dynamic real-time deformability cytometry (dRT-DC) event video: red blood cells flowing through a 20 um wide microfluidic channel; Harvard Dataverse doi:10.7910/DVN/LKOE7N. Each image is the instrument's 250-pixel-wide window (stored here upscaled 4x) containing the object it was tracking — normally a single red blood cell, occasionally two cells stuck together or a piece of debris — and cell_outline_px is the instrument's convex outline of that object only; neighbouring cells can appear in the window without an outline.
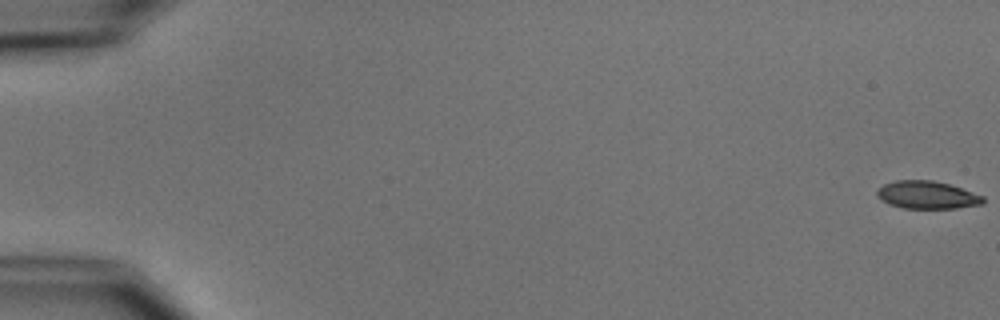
{"species": "common noctule bat (a hibernating species)", "species_latin": "Nyctalus noctula", "temperature_condition": "cold", "stored_images_in_passage": 56, "camera_frame_rate_fps": 3000, "um_per_image_px": 0.085, "animal": {"sex": "male", "body_mass_g": 15.6}, "frame": {"image": 1, "passage_image": 1, "time_ms": 0.0, "image_size_px": [1000, 320], "cell_outline_px": [[984, 204], [956, 208], [904, 208], [888, 204], [880, 200], [876, 196], [876, 192], [884, 184], [896, 180], [932, 180], [948, 184], [984, 196]], "centroid_in_image_um": [78.78, 16.57], "position_along_channel_um": 6.2, "area_um2": 17.11}}
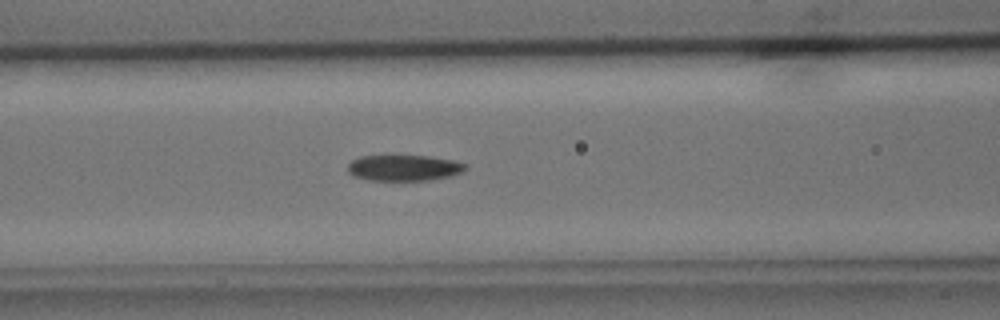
{"frame": {"image": 2, "passage_image": 24, "time_ms": 7.667, "image_size_px": [1000, 320], "cell_outline_px": [[468, 168], [464, 172], [452, 176], [428, 180], [368, 180], [352, 176], [348, 172], [348, 164], [352, 160], [360, 156], [388, 152], [428, 156], [452, 160], [468, 164]], "centroid_in_image_um": [34.31, 14.21], "position_along_channel_um": 132.3, "area_um2": 18.9}}
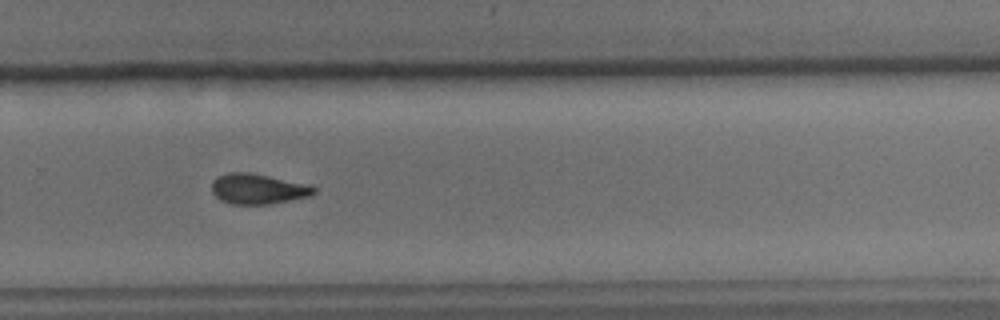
{"frame": {"image": 3, "passage_image": 38, "time_ms": 12.333, "image_size_px": [1000, 320], "cell_outline_px": [[316, 192], [308, 196], [268, 204], [232, 204], [220, 200], [212, 192], [212, 180], [216, 176], [228, 172], [248, 172], [268, 176], [304, 184], [316, 188]], "centroid_in_image_um": [21.84, 16.05], "position_along_channel_um": 308.0, "area_um2": 17.74}, "authors_computed_cell_mechanics": {"area_um2": 18.1203, "velocity_mm_per_s": 3.769, "shape_relaxation_time_tau1_ms": 2.9036, "shape_relaxation_time_tau2_ms": null, "deformation_change_tau1": 0.1244, "deformation_change_tau2": null}}